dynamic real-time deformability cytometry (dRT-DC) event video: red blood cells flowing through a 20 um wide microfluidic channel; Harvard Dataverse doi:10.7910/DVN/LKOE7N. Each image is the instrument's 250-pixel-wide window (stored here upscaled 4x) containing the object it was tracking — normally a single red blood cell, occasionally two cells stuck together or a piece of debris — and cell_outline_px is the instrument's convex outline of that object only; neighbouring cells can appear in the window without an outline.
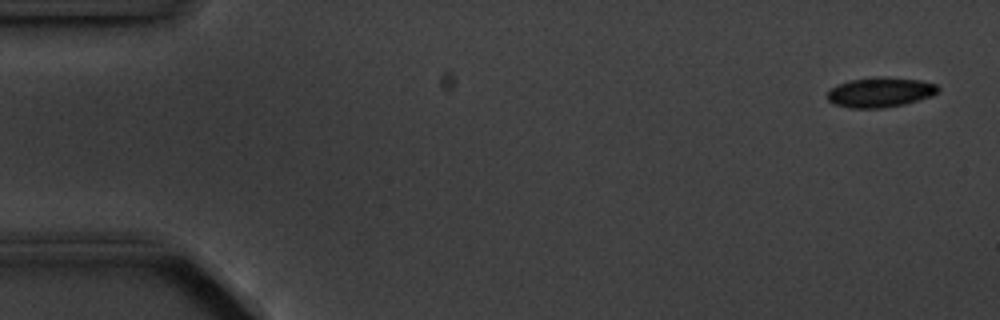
{"species": "common noctule bat (a hibernating species)", "species_latin": "Nyctalus noctula", "temperature_condition": "cold", "stored_images_in_passage": 6, "camera_frame_rate_fps": 3000, "um_per_image_px": 0.085, "animal": {"sex": "male", "body_mass_g": 20.1, "forearm_length_mm": 53.5}, "frame": {"image": 1, "passage_image": 1, "time_ms": 0.0, "image_size_px": [1000, 320], "cell_outline_px": [[940, 88], [932, 96], [904, 104], [880, 108], [848, 108], [836, 104], [828, 100], [828, 92], [836, 84], [848, 80], [876, 76], [888, 76], [920, 80], [936, 84]], "centroid_in_image_um": [74.81, 7.82], "position_along_channel_um": 10.2, "area_um2": 19.42}}
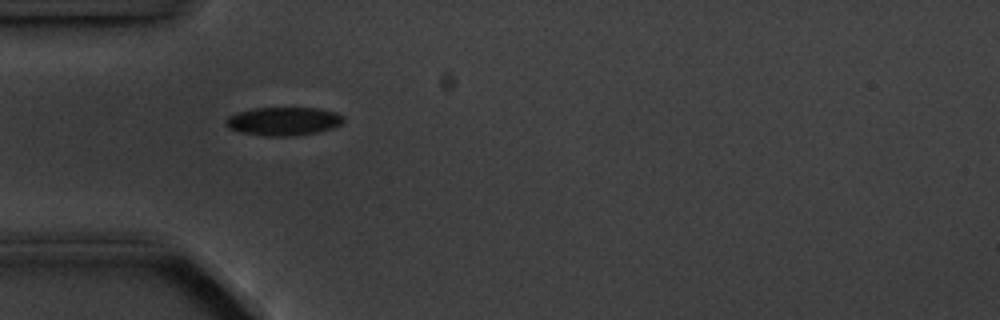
{"frame": {"image": 2, "passage_image": 5, "time_ms": 4.667, "image_size_px": [1000, 320], "cell_outline_px": [[344, 120], [340, 124], [332, 128], [316, 132], [288, 136], [268, 136], [244, 132], [228, 128], [224, 124], [224, 120], [228, 116], [236, 112], [252, 108], [320, 108], [336, 112], [344, 116]], "centroid_in_image_um": [24.07, 10.29], "position_along_channel_um": 60.9, "area_um2": 19.42}}
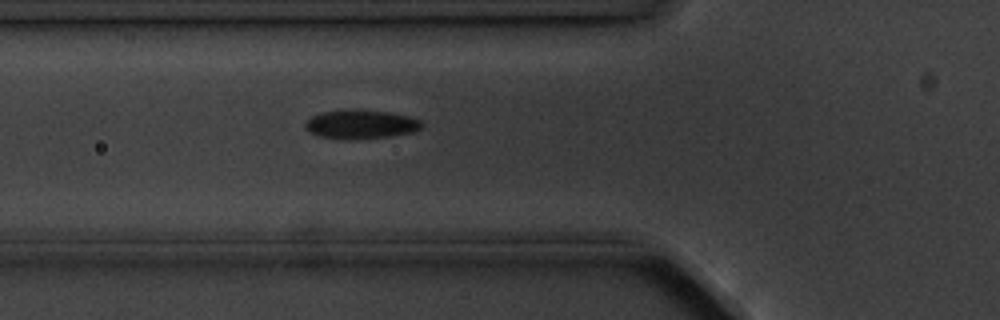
{"frame": {"image": 3, "passage_image": 6, "time_ms": 5.667, "image_size_px": [1000, 320], "cell_outline_px": [[424, 124], [420, 128], [412, 132], [388, 136], [356, 140], [340, 140], [320, 136], [308, 132], [304, 128], [304, 124], [312, 116], [320, 112], [344, 108], [356, 108], [392, 112], [408, 116], [420, 120]], "centroid_in_image_um": [30.62, 10.55], "position_along_channel_um": 95.2, "area_um2": 20.29}}